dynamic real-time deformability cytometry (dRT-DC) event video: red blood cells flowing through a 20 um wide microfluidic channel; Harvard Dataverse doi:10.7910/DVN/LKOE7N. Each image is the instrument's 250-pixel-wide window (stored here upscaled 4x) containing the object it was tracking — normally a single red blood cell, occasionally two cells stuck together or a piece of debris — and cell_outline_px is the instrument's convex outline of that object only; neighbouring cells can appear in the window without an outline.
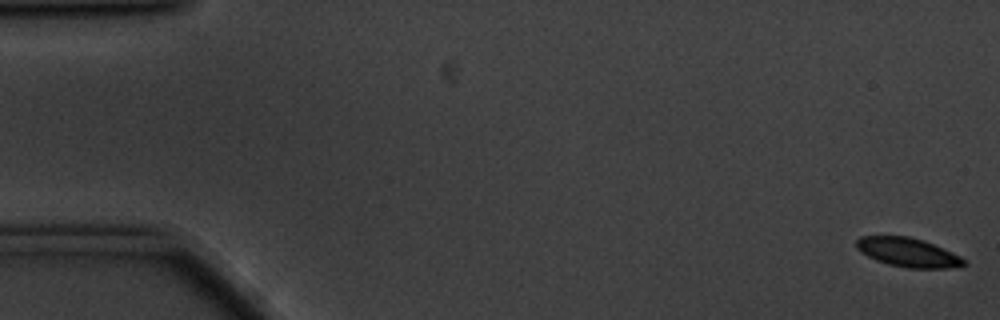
{"species": "common noctule bat (a hibernating species)", "species_latin": "Nyctalus noctula", "temperature_condition": "cold", "stored_images_in_passage": 58, "camera_frame_rate_fps": 3000, "um_per_image_px": 0.085, "animal": {"sex": "male", "body_mass_g": 20.1, "forearm_length_mm": 53.5}, "frame": {"image": 1, "passage_image": 1, "time_ms": 0.0, "image_size_px": [1000, 320], "cell_outline_px": [[968, 264], [960, 268], [908, 268], [888, 264], [876, 260], [860, 252], [856, 248], [856, 240], [860, 236], [908, 236], [924, 240], [952, 252], [960, 256]], "centroid_in_image_um": [77.2, 21.46], "position_along_channel_um": 7.8, "area_um2": 18.32}}
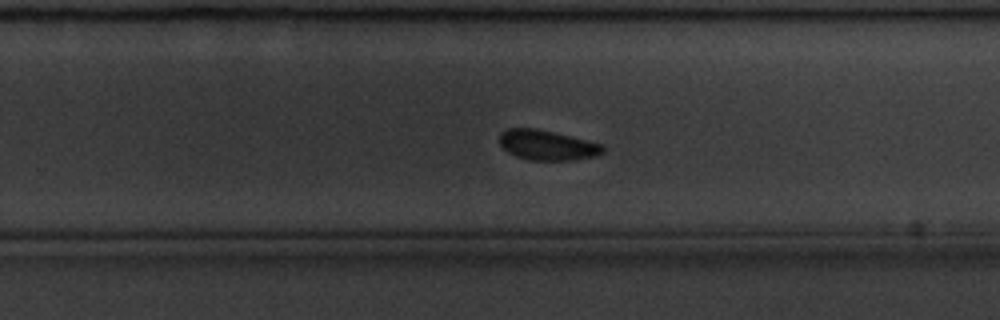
{"frame": {"image": 2, "passage_image": 37, "time_ms": 12.0, "image_size_px": [1000, 320], "cell_outline_px": [[604, 152], [596, 156], [576, 160], [528, 160], [516, 156], [508, 152], [500, 144], [500, 132], [508, 128], [536, 128], [604, 144]], "centroid_in_image_um": [46.53, 12.34], "position_along_channel_um": 283.3, "area_um2": 18.15}}
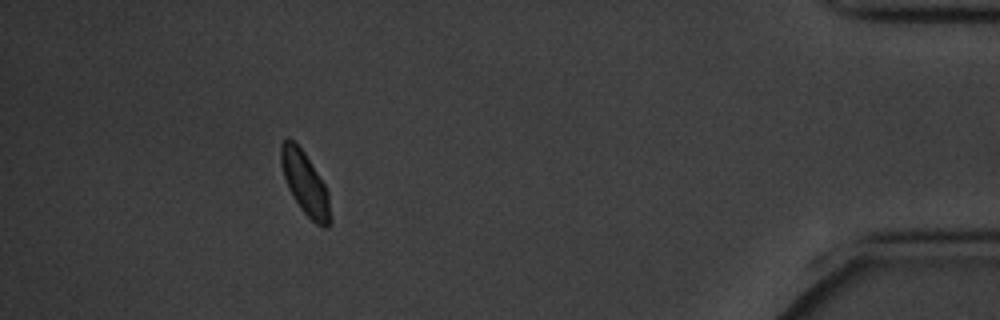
{"frame": {"image": 3, "passage_image": 53, "time_ms": 17.333, "image_size_px": [1000, 320], "cell_outline_px": [[332, 220], [328, 228], [324, 228], [316, 224], [300, 208], [292, 196], [288, 188], [280, 164], [280, 144], [288, 136], [304, 152], [324, 184], [328, 192]], "centroid_in_image_um": [25.93, 15.61], "position_along_channel_um": 409.3, "area_um2": 18.09}}